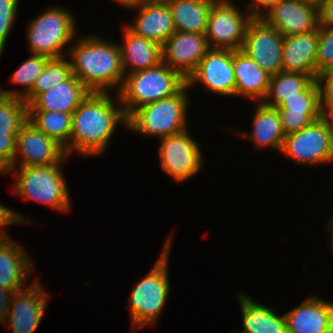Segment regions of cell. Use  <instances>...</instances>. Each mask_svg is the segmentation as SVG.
<instances>
[{
	"mask_svg": "<svg viewBox=\"0 0 333 333\" xmlns=\"http://www.w3.org/2000/svg\"><path fill=\"white\" fill-rule=\"evenodd\" d=\"M110 95L90 92L72 113L69 155L73 150L83 157L100 155L109 145L117 124L127 128L119 95L114 99Z\"/></svg>",
	"mask_w": 333,
	"mask_h": 333,
	"instance_id": "6da1fadb",
	"label": "cell"
},
{
	"mask_svg": "<svg viewBox=\"0 0 333 333\" xmlns=\"http://www.w3.org/2000/svg\"><path fill=\"white\" fill-rule=\"evenodd\" d=\"M135 8L138 9L135 21L126 26L135 35L162 46L176 31L168 5H136Z\"/></svg>",
	"mask_w": 333,
	"mask_h": 333,
	"instance_id": "7402d4cb",
	"label": "cell"
},
{
	"mask_svg": "<svg viewBox=\"0 0 333 333\" xmlns=\"http://www.w3.org/2000/svg\"><path fill=\"white\" fill-rule=\"evenodd\" d=\"M18 5L19 0H0V57L15 22Z\"/></svg>",
	"mask_w": 333,
	"mask_h": 333,
	"instance_id": "e575fe53",
	"label": "cell"
},
{
	"mask_svg": "<svg viewBox=\"0 0 333 333\" xmlns=\"http://www.w3.org/2000/svg\"><path fill=\"white\" fill-rule=\"evenodd\" d=\"M28 121L60 144L69 156L72 114L59 111H28Z\"/></svg>",
	"mask_w": 333,
	"mask_h": 333,
	"instance_id": "4316f807",
	"label": "cell"
},
{
	"mask_svg": "<svg viewBox=\"0 0 333 333\" xmlns=\"http://www.w3.org/2000/svg\"><path fill=\"white\" fill-rule=\"evenodd\" d=\"M214 0H173L170 7L176 31L204 34Z\"/></svg>",
	"mask_w": 333,
	"mask_h": 333,
	"instance_id": "484cf974",
	"label": "cell"
},
{
	"mask_svg": "<svg viewBox=\"0 0 333 333\" xmlns=\"http://www.w3.org/2000/svg\"><path fill=\"white\" fill-rule=\"evenodd\" d=\"M314 78L308 74L281 71L270 78V84L263 103L270 107H278L286 98L298 95Z\"/></svg>",
	"mask_w": 333,
	"mask_h": 333,
	"instance_id": "83f0119b",
	"label": "cell"
},
{
	"mask_svg": "<svg viewBox=\"0 0 333 333\" xmlns=\"http://www.w3.org/2000/svg\"><path fill=\"white\" fill-rule=\"evenodd\" d=\"M187 130L160 139L158 150L162 170L182 183L195 176L204 165L200 144Z\"/></svg>",
	"mask_w": 333,
	"mask_h": 333,
	"instance_id": "9c48e42d",
	"label": "cell"
},
{
	"mask_svg": "<svg viewBox=\"0 0 333 333\" xmlns=\"http://www.w3.org/2000/svg\"><path fill=\"white\" fill-rule=\"evenodd\" d=\"M284 316L287 333H326L333 321V302L310 296Z\"/></svg>",
	"mask_w": 333,
	"mask_h": 333,
	"instance_id": "e0dca14e",
	"label": "cell"
},
{
	"mask_svg": "<svg viewBox=\"0 0 333 333\" xmlns=\"http://www.w3.org/2000/svg\"><path fill=\"white\" fill-rule=\"evenodd\" d=\"M19 132H0V174L13 163Z\"/></svg>",
	"mask_w": 333,
	"mask_h": 333,
	"instance_id": "d590c367",
	"label": "cell"
},
{
	"mask_svg": "<svg viewBox=\"0 0 333 333\" xmlns=\"http://www.w3.org/2000/svg\"><path fill=\"white\" fill-rule=\"evenodd\" d=\"M318 28L311 32L285 36L283 40L282 71L298 72L318 79L316 56Z\"/></svg>",
	"mask_w": 333,
	"mask_h": 333,
	"instance_id": "ac0fdd59",
	"label": "cell"
},
{
	"mask_svg": "<svg viewBox=\"0 0 333 333\" xmlns=\"http://www.w3.org/2000/svg\"><path fill=\"white\" fill-rule=\"evenodd\" d=\"M18 156L20 167L64 163L68 157L64 148L54 139L27 121L17 135L16 153L12 165L3 173L15 172Z\"/></svg>",
	"mask_w": 333,
	"mask_h": 333,
	"instance_id": "7c38bea8",
	"label": "cell"
},
{
	"mask_svg": "<svg viewBox=\"0 0 333 333\" xmlns=\"http://www.w3.org/2000/svg\"><path fill=\"white\" fill-rule=\"evenodd\" d=\"M186 84L178 93L136 109L127 118V129L160 140L187 129L189 97Z\"/></svg>",
	"mask_w": 333,
	"mask_h": 333,
	"instance_id": "5b68a950",
	"label": "cell"
},
{
	"mask_svg": "<svg viewBox=\"0 0 333 333\" xmlns=\"http://www.w3.org/2000/svg\"><path fill=\"white\" fill-rule=\"evenodd\" d=\"M308 2H312V3H315V4H319L321 0H306Z\"/></svg>",
	"mask_w": 333,
	"mask_h": 333,
	"instance_id": "7dc6e473",
	"label": "cell"
},
{
	"mask_svg": "<svg viewBox=\"0 0 333 333\" xmlns=\"http://www.w3.org/2000/svg\"><path fill=\"white\" fill-rule=\"evenodd\" d=\"M260 17L284 37L298 35L319 27V4L306 0H279Z\"/></svg>",
	"mask_w": 333,
	"mask_h": 333,
	"instance_id": "4fadbf2b",
	"label": "cell"
},
{
	"mask_svg": "<svg viewBox=\"0 0 333 333\" xmlns=\"http://www.w3.org/2000/svg\"><path fill=\"white\" fill-rule=\"evenodd\" d=\"M121 50L122 66L125 74L155 67L162 62V46L135 35L125 25Z\"/></svg>",
	"mask_w": 333,
	"mask_h": 333,
	"instance_id": "603a6c76",
	"label": "cell"
},
{
	"mask_svg": "<svg viewBox=\"0 0 333 333\" xmlns=\"http://www.w3.org/2000/svg\"><path fill=\"white\" fill-rule=\"evenodd\" d=\"M60 164L19 167L13 191L22 198L67 212L70 193Z\"/></svg>",
	"mask_w": 333,
	"mask_h": 333,
	"instance_id": "8992f818",
	"label": "cell"
},
{
	"mask_svg": "<svg viewBox=\"0 0 333 333\" xmlns=\"http://www.w3.org/2000/svg\"><path fill=\"white\" fill-rule=\"evenodd\" d=\"M238 295L243 321L241 333H287L284 314H277L271 307L254 301L248 295Z\"/></svg>",
	"mask_w": 333,
	"mask_h": 333,
	"instance_id": "cb8c5ba5",
	"label": "cell"
},
{
	"mask_svg": "<svg viewBox=\"0 0 333 333\" xmlns=\"http://www.w3.org/2000/svg\"><path fill=\"white\" fill-rule=\"evenodd\" d=\"M235 96L263 102L268 93L271 75L241 49L233 51Z\"/></svg>",
	"mask_w": 333,
	"mask_h": 333,
	"instance_id": "d6986e66",
	"label": "cell"
},
{
	"mask_svg": "<svg viewBox=\"0 0 333 333\" xmlns=\"http://www.w3.org/2000/svg\"><path fill=\"white\" fill-rule=\"evenodd\" d=\"M197 83L215 94L235 96L233 50L211 48L187 79L189 88Z\"/></svg>",
	"mask_w": 333,
	"mask_h": 333,
	"instance_id": "5bb4252c",
	"label": "cell"
},
{
	"mask_svg": "<svg viewBox=\"0 0 333 333\" xmlns=\"http://www.w3.org/2000/svg\"><path fill=\"white\" fill-rule=\"evenodd\" d=\"M48 295L37 280L13 293L5 325L11 326L12 333H34L47 307Z\"/></svg>",
	"mask_w": 333,
	"mask_h": 333,
	"instance_id": "2e32d148",
	"label": "cell"
},
{
	"mask_svg": "<svg viewBox=\"0 0 333 333\" xmlns=\"http://www.w3.org/2000/svg\"><path fill=\"white\" fill-rule=\"evenodd\" d=\"M67 51L72 74L90 92L110 93L116 86L120 91L125 73L118 43L103 40L96 34L81 36Z\"/></svg>",
	"mask_w": 333,
	"mask_h": 333,
	"instance_id": "7a4b0ae2",
	"label": "cell"
},
{
	"mask_svg": "<svg viewBox=\"0 0 333 333\" xmlns=\"http://www.w3.org/2000/svg\"><path fill=\"white\" fill-rule=\"evenodd\" d=\"M19 243L9 237L0 239V286L9 291L23 290L34 265Z\"/></svg>",
	"mask_w": 333,
	"mask_h": 333,
	"instance_id": "44dd1931",
	"label": "cell"
},
{
	"mask_svg": "<svg viewBox=\"0 0 333 333\" xmlns=\"http://www.w3.org/2000/svg\"><path fill=\"white\" fill-rule=\"evenodd\" d=\"M284 36L262 17L249 22L241 50L271 76L282 71Z\"/></svg>",
	"mask_w": 333,
	"mask_h": 333,
	"instance_id": "8fae6325",
	"label": "cell"
},
{
	"mask_svg": "<svg viewBox=\"0 0 333 333\" xmlns=\"http://www.w3.org/2000/svg\"><path fill=\"white\" fill-rule=\"evenodd\" d=\"M28 121V104L24 99L0 94V132H20Z\"/></svg>",
	"mask_w": 333,
	"mask_h": 333,
	"instance_id": "4dcf8cb0",
	"label": "cell"
},
{
	"mask_svg": "<svg viewBox=\"0 0 333 333\" xmlns=\"http://www.w3.org/2000/svg\"><path fill=\"white\" fill-rule=\"evenodd\" d=\"M113 1H116V3L118 2L120 5L131 9H133L136 6V0H113Z\"/></svg>",
	"mask_w": 333,
	"mask_h": 333,
	"instance_id": "ee69618b",
	"label": "cell"
},
{
	"mask_svg": "<svg viewBox=\"0 0 333 333\" xmlns=\"http://www.w3.org/2000/svg\"><path fill=\"white\" fill-rule=\"evenodd\" d=\"M332 154H333V133H332Z\"/></svg>",
	"mask_w": 333,
	"mask_h": 333,
	"instance_id": "c3c4849f",
	"label": "cell"
},
{
	"mask_svg": "<svg viewBox=\"0 0 333 333\" xmlns=\"http://www.w3.org/2000/svg\"><path fill=\"white\" fill-rule=\"evenodd\" d=\"M321 98H333V66L319 74Z\"/></svg>",
	"mask_w": 333,
	"mask_h": 333,
	"instance_id": "74e56055",
	"label": "cell"
},
{
	"mask_svg": "<svg viewBox=\"0 0 333 333\" xmlns=\"http://www.w3.org/2000/svg\"><path fill=\"white\" fill-rule=\"evenodd\" d=\"M329 232H331V240H330V246L333 248V216L329 219V226H328Z\"/></svg>",
	"mask_w": 333,
	"mask_h": 333,
	"instance_id": "f6af8a7d",
	"label": "cell"
},
{
	"mask_svg": "<svg viewBox=\"0 0 333 333\" xmlns=\"http://www.w3.org/2000/svg\"><path fill=\"white\" fill-rule=\"evenodd\" d=\"M251 1L252 3H249L250 5L247 6L248 7L247 9L254 16H261L266 10H268L274 3H276L279 0H251Z\"/></svg>",
	"mask_w": 333,
	"mask_h": 333,
	"instance_id": "b9f144b4",
	"label": "cell"
},
{
	"mask_svg": "<svg viewBox=\"0 0 333 333\" xmlns=\"http://www.w3.org/2000/svg\"><path fill=\"white\" fill-rule=\"evenodd\" d=\"M321 90L318 79H314L298 95L286 98L276 109H287L290 113H320Z\"/></svg>",
	"mask_w": 333,
	"mask_h": 333,
	"instance_id": "1f68e13d",
	"label": "cell"
},
{
	"mask_svg": "<svg viewBox=\"0 0 333 333\" xmlns=\"http://www.w3.org/2000/svg\"><path fill=\"white\" fill-rule=\"evenodd\" d=\"M319 25H333V0L320 1Z\"/></svg>",
	"mask_w": 333,
	"mask_h": 333,
	"instance_id": "ab89813d",
	"label": "cell"
},
{
	"mask_svg": "<svg viewBox=\"0 0 333 333\" xmlns=\"http://www.w3.org/2000/svg\"><path fill=\"white\" fill-rule=\"evenodd\" d=\"M90 91L73 74L64 82L38 94L28 111H59L72 114Z\"/></svg>",
	"mask_w": 333,
	"mask_h": 333,
	"instance_id": "ffe728a7",
	"label": "cell"
},
{
	"mask_svg": "<svg viewBox=\"0 0 333 333\" xmlns=\"http://www.w3.org/2000/svg\"><path fill=\"white\" fill-rule=\"evenodd\" d=\"M173 0H136V5H169Z\"/></svg>",
	"mask_w": 333,
	"mask_h": 333,
	"instance_id": "7bdbcfd3",
	"label": "cell"
},
{
	"mask_svg": "<svg viewBox=\"0 0 333 333\" xmlns=\"http://www.w3.org/2000/svg\"><path fill=\"white\" fill-rule=\"evenodd\" d=\"M75 16L62 7H52L27 25L28 47L32 54L50 58L65 57L63 47L75 38Z\"/></svg>",
	"mask_w": 333,
	"mask_h": 333,
	"instance_id": "52a82bcc",
	"label": "cell"
},
{
	"mask_svg": "<svg viewBox=\"0 0 333 333\" xmlns=\"http://www.w3.org/2000/svg\"><path fill=\"white\" fill-rule=\"evenodd\" d=\"M281 152L302 165L332 163V133L320 120L285 135Z\"/></svg>",
	"mask_w": 333,
	"mask_h": 333,
	"instance_id": "30bf717a",
	"label": "cell"
},
{
	"mask_svg": "<svg viewBox=\"0 0 333 333\" xmlns=\"http://www.w3.org/2000/svg\"><path fill=\"white\" fill-rule=\"evenodd\" d=\"M285 135L300 131L320 118V113H290L287 109H277Z\"/></svg>",
	"mask_w": 333,
	"mask_h": 333,
	"instance_id": "836d02e7",
	"label": "cell"
},
{
	"mask_svg": "<svg viewBox=\"0 0 333 333\" xmlns=\"http://www.w3.org/2000/svg\"><path fill=\"white\" fill-rule=\"evenodd\" d=\"M210 49L205 34L175 31L162 45V62L187 80Z\"/></svg>",
	"mask_w": 333,
	"mask_h": 333,
	"instance_id": "9a60e30c",
	"label": "cell"
},
{
	"mask_svg": "<svg viewBox=\"0 0 333 333\" xmlns=\"http://www.w3.org/2000/svg\"><path fill=\"white\" fill-rule=\"evenodd\" d=\"M171 240L172 238L168 237L160 257L149 273L135 284L127 299L133 330L148 325L154 326L161 311L163 312L171 287L168 278V254L171 250Z\"/></svg>",
	"mask_w": 333,
	"mask_h": 333,
	"instance_id": "3957f363",
	"label": "cell"
},
{
	"mask_svg": "<svg viewBox=\"0 0 333 333\" xmlns=\"http://www.w3.org/2000/svg\"><path fill=\"white\" fill-rule=\"evenodd\" d=\"M230 0H214L208 16L205 37L212 49L240 50L254 15L245 14Z\"/></svg>",
	"mask_w": 333,
	"mask_h": 333,
	"instance_id": "ba28073f",
	"label": "cell"
},
{
	"mask_svg": "<svg viewBox=\"0 0 333 333\" xmlns=\"http://www.w3.org/2000/svg\"><path fill=\"white\" fill-rule=\"evenodd\" d=\"M187 80L166 63L125 74L118 93L127 118L143 105L168 98L178 93Z\"/></svg>",
	"mask_w": 333,
	"mask_h": 333,
	"instance_id": "277c9868",
	"label": "cell"
},
{
	"mask_svg": "<svg viewBox=\"0 0 333 333\" xmlns=\"http://www.w3.org/2000/svg\"><path fill=\"white\" fill-rule=\"evenodd\" d=\"M253 113V127L251 133L242 132L239 135L253 141L258 149L272 147L281 153L285 134L281 125V118L275 107L257 103Z\"/></svg>",
	"mask_w": 333,
	"mask_h": 333,
	"instance_id": "d4e9b609",
	"label": "cell"
},
{
	"mask_svg": "<svg viewBox=\"0 0 333 333\" xmlns=\"http://www.w3.org/2000/svg\"><path fill=\"white\" fill-rule=\"evenodd\" d=\"M14 291H9L0 286V323L4 324L7 319L9 308L13 300ZM11 296V297H10Z\"/></svg>",
	"mask_w": 333,
	"mask_h": 333,
	"instance_id": "60d3db41",
	"label": "cell"
},
{
	"mask_svg": "<svg viewBox=\"0 0 333 333\" xmlns=\"http://www.w3.org/2000/svg\"><path fill=\"white\" fill-rule=\"evenodd\" d=\"M26 217L22 216L18 212L0 204V239L7 238V233L4 232V227L11 224L26 223Z\"/></svg>",
	"mask_w": 333,
	"mask_h": 333,
	"instance_id": "8d00e7d4",
	"label": "cell"
},
{
	"mask_svg": "<svg viewBox=\"0 0 333 333\" xmlns=\"http://www.w3.org/2000/svg\"><path fill=\"white\" fill-rule=\"evenodd\" d=\"M316 70L320 74L333 66V25H319Z\"/></svg>",
	"mask_w": 333,
	"mask_h": 333,
	"instance_id": "d6a6232c",
	"label": "cell"
},
{
	"mask_svg": "<svg viewBox=\"0 0 333 333\" xmlns=\"http://www.w3.org/2000/svg\"><path fill=\"white\" fill-rule=\"evenodd\" d=\"M326 333H333V321L331 322V324L329 325V328L327 330Z\"/></svg>",
	"mask_w": 333,
	"mask_h": 333,
	"instance_id": "bcb514c9",
	"label": "cell"
},
{
	"mask_svg": "<svg viewBox=\"0 0 333 333\" xmlns=\"http://www.w3.org/2000/svg\"><path fill=\"white\" fill-rule=\"evenodd\" d=\"M50 57L45 55L32 54L13 73L10 82L14 85H23L25 89L11 91L0 88V94L4 96L24 99L32 90L36 78L42 73Z\"/></svg>",
	"mask_w": 333,
	"mask_h": 333,
	"instance_id": "f1b7e54d",
	"label": "cell"
},
{
	"mask_svg": "<svg viewBox=\"0 0 333 333\" xmlns=\"http://www.w3.org/2000/svg\"><path fill=\"white\" fill-rule=\"evenodd\" d=\"M72 75L71 62L65 57L51 58L36 78L31 92L24 98L29 104L38 94L66 81Z\"/></svg>",
	"mask_w": 333,
	"mask_h": 333,
	"instance_id": "f546056e",
	"label": "cell"
},
{
	"mask_svg": "<svg viewBox=\"0 0 333 333\" xmlns=\"http://www.w3.org/2000/svg\"><path fill=\"white\" fill-rule=\"evenodd\" d=\"M319 119L333 133V98H321Z\"/></svg>",
	"mask_w": 333,
	"mask_h": 333,
	"instance_id": "f35d334b",
	"label": "cell"
}]
</instances>
